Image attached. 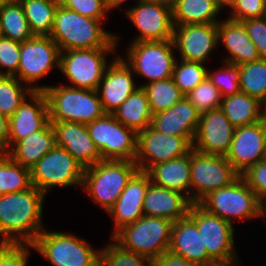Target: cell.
<instances>
[{
  "label": "cell",
  "instance_id": "1",
  "mask_svg": "<svg viewBox=\"0 0 266 266\" xmlns=\"http://www.w3.org/2000/svg\"><path fill=\"white\" fill-rule=\"evenodd\" d=\"M46 195L35 186L0 195V243L32 244L45 229L42 223Z\"/></svg>",
  "mask_w": 266,
  "mask_h": 266
},
{
  "label": "cell",
  "instance_id": "2",
  "mask_svg": "<svg viewBox=\"0 0 266 266\" xmlns=\"http://www.w3.org/2000/svg\"><path fill=\"white\" fill-rule=\"evenodd\" d=\"M103 21L85 17L59 4L55 11L52 32L49 35L60 51L106 48L115 34L105 31Z\"/></svg>",
  "mask_w": 266,
  "mask_h": 266
},
{
  "label": "cell",
  "instance_id": "3",
  "mask_svg": "<svg viewBox=\"0 0 266 266\" xmlns=\"http://www.w3.org/2000/svg\"><path fill=\"white\" fill-rule=\"evenodd\" d=\"M46 95L50 122H74L89 124L106 113L96 90L71 86L41 85Z\"/></svg>",
  "mask_w": 266,
  "mask_h": 266
},
{
  "label": "cell",
  "instance_id": "4",
  "mask_svg": "<svg viewBox=\"0 0 266 266\" xmlns=\"http://www.w3.org/2000/svg\"><path fill=\"white\" fill-rule=\"evenodd\" d=\"M137 171L135 161L102 160L85 168L81 187L108 213Z\"/></svg>",
  "mask_w": 266,
  "mask_h": 266
},
{
  "label": "cell",
  "instance_id": "5",
  "mask_svg": "<svg viewBox=\"0 0 266 266\" xmlns=\"http://www.w3.org/2000/svg\"><path fill=\"white\" fill-rule=\"evenodd\" d=\"M171 220L142 216L134 223L123 226L111 238L123 249L155 260L169 250Z\"/></svg>",
  "mask_w": 266,
  "mask_h": 266
},
{
  "label": "cell",
  "instance_id": "6",
  "mask_svg": "<svg viewBox=\"0 0 266 266\" xmlns=\"http://www.w3.org/2000/svg\"><path fill=\"white\" fill-rule=\"evenodd\" d=\"M68 232L46 231L32 243L53 266H100V249L94 250L90 243Z\"/></svg>",
  "mask_w": 266,
  "mask_h": 266
},
{
  "label": "cell",
  "instance_id": "7",
  "mask_svg": "<svg viewBox=\"0 0 266 266\" xmlns=\"http://www.w3.org/2000/svg\"><path fill=\"white\" fill-rule=\"evenodd\" d=\"M197 226L208 257L219 266H237L234 226L207 212L199 204H191L187 215Z\"/></svg>",
  "mask_w": 266,
  "mask_h": 266
},
{
  "label": "cell",
  "instance_id": "8",
  "mask_svg": "<svg viewBox=\"0 0 266 266\" xmlns=\"http://www.w3.org/2000/svg\"><path fill=\"white\" fill-rule=\"evenodd\" d=\"M198 204L231 224L235 219H261V202L241 175L230 185L210 192Z\"/></svg>",
  "mask_w": 266,
  "mask_h": 266
},
{
  "label": "cell",
  "instance_id": "9",
  "mask_svg": "<svg viewBox=\"0 0 266 266\" xmlns=\"http://www.w3.org/2000/svg\"><path fill=\"white\" fill-rule=\"evenodd\" d=\"M119 36L106 48L77 49L60 53V69L66 76L71 87L97 90L107 63L108 54L114 53L119 43ZM73 85V86H72Z\"/></svg>",
  "mask_w": 266,
  "mask_h": 266
},
{
  "label": "cell",
  "instance_id": "10",
  "mask_svg": "<svg viewBox=\"0 0 266 266\" xmlns=\"http://www.w3.org/2000/svg\"><path fill=\"white\" fill-rule=\"evenodd\" d=\"M85 167L66 149L55 147L30 169L31 182L46 195L51 188L82 186Z\"/></svg>",
  "mask_w": 266,
  "mask_h": 266
},
{
  "label": "cell",
  "instance_id": "11",
  "mask_svg": "<svg viewBox=\"0 0 266 266\" xmlns=\"http://www.w3.org/2000/svg\"><path fill=\"white\" fill-rule=\"evenodd\" d=\"M190 201L198 204L210 192L233 183L240 174L225 156L190 151Z\"/></svg>",
  "mask_w": 266,
  "mask_h": 266
},
{
  "label": "cell",
  "instance_id": "12",
  "mask_svg": "<svg viewBox=\"0 0 266 266\" xmlns=\"http://www.w3.org/2000/svg\"><path fill=\"white\" fill-rule=\"evenodd\" d=\"M125 62L147 83L172 77L176 62L173 40L131 42ZM127 60V61H126Z\"/></svg>",
  "mask_w": 266,
  "mask_h": 266
},
{
  "label": "cell",
  "instance_id": "13",
  "mask_svg": "<svg viewBox=\"0 0 266 266\" xmlns=\"http://www.w3.org/2000/svg\"><path fill=\"white\" fill-rule=\"evenodd\" d=\"M86 126L102 160L135 161L138 134L121 124L112 114H105Z\"/></svg>",
  "mask_w": 266,
  "mask_h": 266
},
{
  "label": "cell",
  "instance_id": "14",
  "mask_svg": "<svg viewBox=\"0 0 266 266\" xmlns=\"http://www.w3.org/2000/svg\"><path fill=\"white\" fill-rule=\"evenodd\" d=\"M60 53L50 36L34 35L21 42L19 68L15 76L32 90L40 91V86L34 82L37 83L54 67L60 69Z\"/></svg>",
  "mask_w": 266,
  "mask_h": 266
},
{
  "label": "cell",
  "instance_id": "15",
  "mask_svg": "<svg viewBox=\"0 0 266 266\" xmlns=\"http://www.w3.org/2000/svg\"><path fill=\"white\" fill-rule=\"evenodd\" d=\"M193 144L185 137H179L155 130L151 125L138 133V170L147 172L152 166L188 154Z\"/></svg>",
  "mask_w": 266,
  "mask_h": 266
},
{
  "label": "cell",
  "instance_id": "16",
  "mask_svg": "<svg viewBox=\"0 0 266 266\" xmlns=\"http://www.w3.org/2000/svg\"><path fill=\"white\" fill-rule=\"evenodd\" d=\"M125 13L140 32L133 42L172 39L174 24L170 9L150 0H139L135 6L125 9Z\"/></svg>",
  "mask_w": 266,
  "mask_h": 266
},
{
  "label": "cell",
  "instance_id": "17",
  "mask_svg": "<svg viewBox=\"0 0 266 266\" xmlns=\"http://www.w3.org/2000/svg\"><path fill=\"white\" fill-rule=\"evenodd\" d=\"M180 58L205 63L218 42V23L174 25L172 37Z\"/></svg>",
  "mask_w": 266,
  "mask_h": 266
},
{
  "label": "cell",
  "instance_id": "18",
  "mask_svg": "<svg viewBox=\"0 0 266 266\" xmlns=\"http://www.w3.org/2000/svg\"><path fill=\"white\" fill-rule=\"evenodd\" d=\"M235 129L220 108L200 113L193 149L205 154L226 156Z\"/></svg>",
  "mask_w": 266,
  "mask_h": 266
},
{
  "label": "cell",
  "instance_id": "19",
  "mask_svg": "<svg viewBox=\"0 0 266 266\" xmlns=\"http://www.w3.org/2000/svg\"><path fill=\"white\" fill-rule=\"evenodd\" d=\"M266 128L260 123L237 127L228 153L227 160L241 175L250 166L265 158Z\"/></svg>",
  "mask_w": 266,
  "mask_h": 266
},
{
  "label": "cell",
  "instance_id": "20",
  "mask_svg": "<svg viewBox=\"0 0 266 266\" xmlns=\"http://www.w3.org/2000/svg\"><path fill=\"white\" fill-rule=\"evenodd\" d=\"M97 87V93L106 114H112L139 86L134 83L132 68L114 56Z\"/></svg>",
  "mask_w": 266,
  "mask_h": 266
},
{
  "label": "cell",
  "instance_id": "21",
  "mask_svg": "<svg viewBox=\"0 0 266 266\" xmlns=\"http://www.w3.org/2000/svg\"><path fill=\"white\" fill-rule=\"evenodd\" d=\"M56 146L66 149L85 168L102 161V156L91 139L85 124L51 122Z\"/></svg>",
  "mask_w": 266,
  "mask_h": 266
},
{
  "label": "cell",
  "instance_id": "22",
  "mask_svg": "<svg viewBox=\"0 0 266 266\" xmlns=\"http://www.w3.org/2000/svg\"><path fill=\"white\" fill-rule=\"evenodd\" d=\"M28 98L8 119V150L31 132L40 130L49 121L45 93L43 91H33Z\"/></svg>",
  "mask_w": 266,
  "mask_h": 266
},
{
  "label": "cell",
  "instance_id": "23",
  "mask_svg": "<svg viewBox=\"0 0 266 266\" xmlns=\"http://www.w3.org/2000/svg\"><path fill=\"white\" fill-rule=\"evenodd\" d=\"M150 182L149 174L140 170L128 181L127 186L108 211L115 225L112 236L123 226L134 223L144 216L143 201Z\"/></svg>",
  "mask_w": 266,
  "mask_h": 266
},
{
  "label": "cell",
  "instance_id": "24",
  "mask_svg": "<svg viewBox=\"0 0 266 266\" xmlns=\"http://www.w3.org/2000/svg\"><path fill=\"white\" fill-rule=\"evenodd\" d=\"M200 120V112L184 96L165 111L155 113L151 126L162 133L187 138L192 144Z\"/></svg>",
  "mask_w": 266,
  "mask_h": 266
},
{
  "label": "cell",
  "instance_id": "25",
  "mask_svg": "<svg viewBox=\"0 0 266 266\" xmlns=\"http://www.w3.org/2000/svg\"><path fill=\"white\" fill-rule=\"evenodd\" d=\"M191 201L182 193L149 183L143 201L144 216L176 222L188 215Z\"/></svg>",
  "mask_w": 266,
  "mask_h": 266
},
{
  "label": "cell",
  "instance_id": "26",
  "mask_svg": "<svg viewBox=\"0 0 266 266\" xmlns=\"http://www.w3.org/2000/svg\"><path fill=\"white\" fill-rule=\"evenodd\" d=\"M222 42L229 57L223 62L243 65L260 59L257 48L248 37L247 30L242 22L226 18L218 23V42Z\"/></svg>",
  "mask_w": 266,
  "mask_h": 266
},
{
  "label": "cell",
  "instance_id": "27",
  "mask_svg": "<svg viewBox=\"0 0 266 266\" xmlns=\"http://www.w3.org/2000/svg\"><path fill=\"white\" fill-rule=\"evenodd\" d=\"M169 251L190 263L215 264L208 257L196 224L188 216L173 222Z\"/></svg>",
  "mask_w": 266,
  "mask_h": 266
},
{
  "label": "cell",
  "instance_id": "28",
  "mask_svg": "<svg viewBox=\"0 0 266 266\" xmlns=\"http://www.w3.org/2000/svg\"><path fill=\"white\" fill-rule=\"evenodd\" d=\"M55 145L54 129L48 121L40 130L31 132L27 137L16 142L6 154L13 161L30 170Z\"/></svg>",
  "mask_w": 266,
  "mask_h": 266
},
{
  "label": "cell",
  "instance_id": "29",
  "mask_svg": "<svg viewBox=\"0 0 266 266\" xmlns=\"http://www.w3.org/2000/svg\"><path fill=\"white\" fill-rule=\"evenodd\" d=\"M147 173L154 185L178 191L190 200V152L152 166Z\"/></svg>",
  "mask_w": 266,
  "mask_h": 266
},
{
  "label": "cell",
  "instance_id": "30",
  "mask_svg": "<svg viewBox=\"0 0 266 266\" xmlns=\"http://www.w3.org/2000/svg\"><path fill=\"white\" fill-rule=\"evenodd\" d=\"M112 115L137 134L150 126L153 114L145 90L142 87L137 88Z\"/></svg>",
  "mask_w": 266,
  "mask_h": 266
},
{
  "label": "cell",
  "instance_id": "31",
  "mask_svg": "<svg viewBox=\"0 0 266 266\" xmlns=\"http://www.w3.org/2000/svg\"><path fill=\"white\" fill-rule=\"evenodd\" d=\"M219 13L214 0H178L172 19L174 25L215 24L220 22L216 19Z\"/></svg>",
  "mask_w": 266,
  "mask_h": 266
},
{
  "label": "cell",
  "instance_id": "32",
  "mask_svg": "<svg viewBox=\"0 0 266 266\" xmlns=\"http://www.w3.org/2000/svg\"><path fill=\"white\" fill-rule=\"evenodd\" d=\"M220 109L235 128L258 122L259 100L246 93L223 97Z\"/></svg>",
  "mask_w": 266,
  "mask_h": 266
},
{
  "label": "cell",
  "instance_id": "33",
  "mask_svg": "<svg viewBox=\"0 0 266 266\" xmlns=\"http://www.w3.org/2000/svg\"><path fill=\"white\" fill-rule=\"evenodd\" d=\"M34 35L49 36L59 0H18Z\"/></svg>",
  "mask_w": 266,
  "mask_h": 266
},
{
  "label": "cell",
  "instance_id": "34",
  "mask_svg": "<svg viewBox=\"0 0 266 266\" xmlns=\"http://www.w3.org/2000/svg\"><path fill=\"white\" fill-rule=\"evenodd\" d=\"M0 28L2 36L18 42L34 36L18 0H10L0 6Z\"/></svg>",
  "mask_w": 266,
  "mask_h": 266
},
{
  "label": "cell",
  "instance_id": "35",
  "mask_svg": "<svg viewBox=\"0 0 266 266\" xmlns=\"http://www.w3.org/2000/svg\"><path fill=\"white\" fill-rule=\"evenodd\" d=\"M138 86L145 90L152 114L169 109L185 96L172 77Z\"/></svg>",
  "mask_w": 266,
  "mask_h": 266
},
{
  "label": "cell",
  "instance_id": "36",
  "mask_svg": "<svg viewBox=\"0 0 266 266\" xmlns=\"http://www.w3.org/2000/svg\"><path fill=\"white\" fill-rule=\"evenodd\" d=\"M31 186L30 170L0 152V195L20 192Z\"/></svg>",
  "mask_w": 266,
  "mask_h": 266
},
{
  "label": "cell",
  "instance_id": "37",
  "mask_svg": "<svg viewBox=\"0 0 266 266\" xmlns=\"http://www.w3.org/2000/svg\"><path fill=\"white\" fill-rule=\"evenodd\" d=\"M16 76L0 75V112L8 119L34 91Z\"/></svg>",
  "mask_w": 266,
  "mask_h": 266
},
{
  "label": "cell",
  "instance_id": "38",
  "mask_svg": "<svg viewBox=\"0 0 266 266\" xmlns=\"http://www.w3.org/2000/svg\"><path fill=\"white\" fill-rule=\"evenodd\" d=\"M240 92L260 100L266 96V59L239 66Z\"/></svg>",
  "mask_w": 266,
  "mask_h": 266
},
{
  "label": "cell",
  "instance_id": "39",
  "mask_svg": "<svg viewBox=\"0 0 266 266\" xmlns=\"http://www.w3.org/2000/svg\"><path fill=\"white\" fill-rule=\"evenodd\" d=\"M176 59L172 78L181 92L186 96L195 89L206 77L208 70L204 63Z\"/></svg>",
  "mask_w": 266,
  "mask_h": 266
},
{
  "label": "cell",
  "instance_id": "40",
  "mask_svg": "<svg viewBox=\"0 0 266 266\" xmlns=\"http://www.w3.org/2000/svg\"><path fill=\"white\" fill-rule=\"evenodd\" d=\"M100 266H154V260L127 251L112 241L100 249Z\"/></svg>",
  "mask_w": 266,
  "mask_h": 266
},
{
  "label": "cell",
  "instance_id": "41",
  "mask_svg": "<svg viewBox=\"0 0 266 266\" xmlns=\"http://www.w3.org/2000/svg\"><path fill=\"white\" fill-rule=\"evenodd\" d=\"M185 97L200 113L219 109L223 100L221 92L208 77Z\"/></svg>",
  "mask_w": 266,
  "mask_h": 266
},
{
  "label": "cell",
  "instance_id": "42",
  "mask_svg": "<svg viewBox=\"0 0 266 266\" xmlns=\"http://www.w3.org/2000/svg\"><path fill=\"white\" fill-rule=\"evenodd\" d=\"M223 63L224 68H219L216 72L212 73L208 70L207 77L225 97L240 92V72L238 65Z\"/></svg>",
  "mask_w": 266,
  "mask_h": 266
},
{
  "label": "cell",
  "instance_id": "43",
  "mask_svg": "<svg viewBox=\"0 0 266 266\" xmlns=\"http://www.w3.org/2000/svg\"><path fill=\"white\" fill-rule=\"evenodd\" d=\"M20 49L21 42L4 36L0 37V75L15 76L17 74Z\"/></svg>",
  "mask_w": 266,
  "mask_h": 266
},
{
  "label": "cell",
  "instance_id": "44",
  "mask_svg": "<svg viewBox=\"0 0 266 266\" xmlns=\"http://www.w3.org/2000/svg\"><path fill=\"white\" fill-rule=\"evenodd\" d=\"M59 4L85 17L101 21H104L109 13L103 0H59Z\"/></svg>",
  "mask_w": 266,
  "mask_h": 266
},
{
  "label": "cell",
  "instance_id": "45",
  "mask_svg": "<svg viewBox=\"0 0 266 266\" xmlns=\"http://www.w3.org/2000/svg\"><path fill=\"white\" fill-rule=\"evenodd\" d=\"M228 19L242 22L244 20L262 18L266 16L265 0H236L230 9Z\"/></svg>",
  "mask_w": 266,
  "mask_h": 266
},
{
  "label": "cell",
  "instance_id": "46",
  "mask_svg": "<svg viewBox=\"0 0 266 266\" xmlns=\"http://www.w3.org/2000/svg\"><path fill=\"white\" fill-rule=\"evenodd\" d=\"M32 244L0 243V266H28Z\"/></svg>",
  "mask_w": 266,
  "mask_h": 266
},
{
  "label": "cell",
  "instance_id": "47",
  "mask_svg": "<svg viewBox=\"0 0 266 266\" xmlns=\"http://www.w3.org/2000/svg\"><path fill=\"white\" fill-rule=\"evenodd\" d=\"M241 176L260 202L266 198V159L250 166Z\"/></svg>",
  "mask_w": 266,
  "mask_h": 266
},
{
  "label": "cell",
  "instance_id": "48",
  "mask_svg": "<svg viewBox=\"0 0 266 266\" xmlns=\"http://www.w3.org/2000/svg\"><path fill=\"white\" fill-rule=\"evenodd\" d=\"M260 58L266 59V16L242 21Z\"/></svg>",
  "mask_w": 266,
  "mask_h": 266
},
{
  "label": "cell",
  "instance_id": "49",
  "mask_svg": "<svg viewBox=\"0 0 266 266\" xmlns=\"http://www.w3.org/2000/svg\"><path fill=\"white\" fill-rule=\"evenodd\" d=\"M191 264L182 256L173 254L169 250L154 260V266H190Z\"/></svg>",
  "mask_w": 266,
  "mask_h": 266
},
{
  "label": "cell",
  "instance_id": "50",
  "mask_svg": "<svg viewBox=\"0 0 266 266\" xmlns=\"http://www.w3.org/2000/svg\"><path fill=\"white\" fill-rule=\"evenodd\" d=\"M8 118L0 112V152L6 153L8 151Z\"/></svg>",
  "mask_w": 266,
  "mask_h": 266
},
{
  "label": "cell",
  "instance_id": "51",
  "mask_svg": "<svg viewBox=\"0 0 266 266\" xmlns=\"http://www.w3.org/2000/svg\"><path fill=\"white\" fill-rule=\"evenodd\" d=\"M258 122L266 128V96L259 100Z\"/></svg>",
  "mask_w": 266,
  "mask_h": 266
},
{
  "label": "cell",
  "instance_id": "52",
  "mask_svg": "<svg viewBox=\"0 0 266 266\" xmlns=\"http://www.w3.org/2000/svg\"><path fill=\"white\" fill-rule=\"evenodd\" d=\"M104 4L107 8V10L110 12V10L112 11L113 9L119 7L120 5H122L124 2H126L127 0H103ZM139 0H137L136 2H138Z\"/></svg>",
  "mask_w": 266,
  "mask_h": 266
},
{
  "label": "cell",
  "instance_id": "53",
  "mask_svg": "<svg viewBox=\"0 0 266 266\" xmlns=\"http://www.w3.org/2000/svg\"><path fill=\"white\" fill-rule=\"evenodd\" d=\"M150 1L155 2L161 6H164L170 9L171 11L176 7V4L178 2V0H150Z\"/></svg>",
  "mask_w": 266,
  "mask_h": 266
},
{
  "label": "cell",
  "instance_id": "54",
  "mask_svg": "<svg viewBox=\"0 0 266 266\" xmlns=\"http://www.w3.org/2000/svg\"><path fill=\"white\" fill-rule=\"evenodd\" d=\"M236 0H214L216 6L220 9L223 10V8L226 7H230L229 9H231L234 5Z\"/></svg>",
  "mask_w": 266,
  "mask_h": 266
},
{
  "label": "cell",
  "instance_id": "55",
  "mask_svg": "<svg viewBox=\"0 0 266 266\" xmlns=\"http://www.w3.org/2000/svg\"><path fill=\"white\" fill-rule=\"evenodd\" d=\"M260 216L263 218L264 216L266 217V198L261 201Z\"/></svg>",
  "mask_w": 266,
  "mask_h": 266
},
{
  "label": "cell",
  "instance_id": "56",
  "mask_svg": "<svg viewBox=\"0 0 266 266\" xmlns=\"http://www.w3.org/2000/svg\"><path fill=\"white\" fill-rule=\"evenodd\" d=\"M190 266H219L217 264H200V263H192Z\"/></svg>",
  "mask_w": 266,
  "mask_h": 266
},
{
  "label": "cell",
  "instance_id": "57",
  "mask_svg": "<svg viewBox=\"0 0 266 266\" xmlns=\"http://www.w3.org/2000/svg\"><path fill=\"white\" fill-rule=\"evenodd\" d=\"M10 0H0V6L6 2H9Z\"/></svg>",
  "mask_w": 266,
  "mask_h": 266
}]
</instances>
